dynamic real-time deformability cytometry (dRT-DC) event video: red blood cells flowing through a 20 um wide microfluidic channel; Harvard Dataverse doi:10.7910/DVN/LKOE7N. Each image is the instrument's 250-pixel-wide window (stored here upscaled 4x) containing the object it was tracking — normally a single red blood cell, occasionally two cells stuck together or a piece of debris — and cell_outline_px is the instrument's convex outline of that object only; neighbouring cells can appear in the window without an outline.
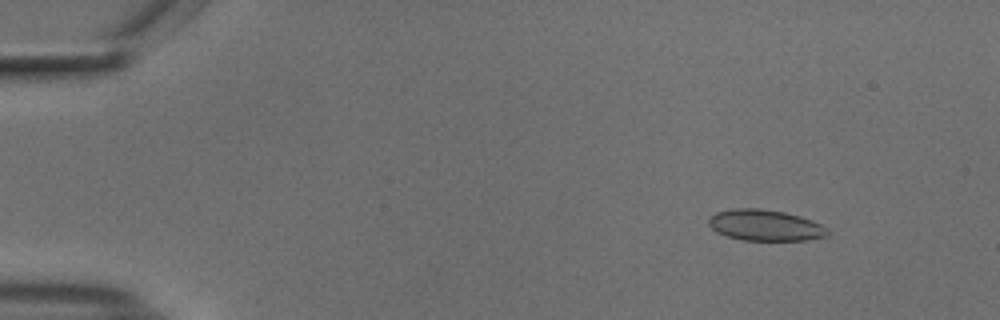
{"species": "common noctule bat (a hibernating species)", "species_latin": "Nyctalus noctula", "temperature_condition": "cold", "stored_images_in_passage": 55, "camera_frame_rate_fps": 3000, "um_per_image_px": 0.085, "animal": {"sex": "male", "body_mass_g": 18.8}, "frame": {"image": 1, "passage_image": 7, "time_ms": 2.0, "image_size_px": [1000, 320], "cell_outline_px": [[828, 236], [808, 240], [744, 240], [728, 236], [716, 232], [708, 224], [708, 216], [716, 212], [736, 208], [760, 208], [784, 212], [800, 216], [812, 220], [828, 228]], "centroid_in_image_um": [65.04, 19.14], "position_along_channel_um": 20.0, "area_um2": 21.62}}
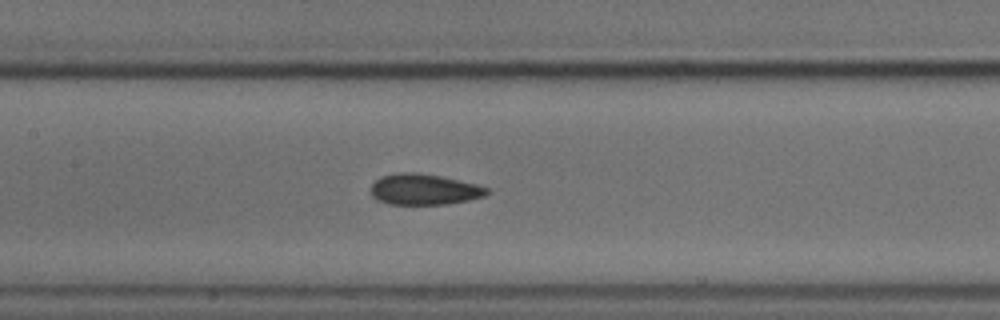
{"frame": {"image": 2, "passage_image": 27, "time_ms": 8.667, "image_size_px": [1000, 320], "cell_outline_px": [[492, 192], [484, 196], [468, 200], [444, 204], [388, 204], [376, 200], [372, 196], [372, 184], [380, 176], [396, 172], [416, 172], [440, 176], [476, 184], [488, 188]], "centroid_in_image_um": [36.03, 16.09], "position_along_channel_um": 171.4, "area_um2": 20.92}}
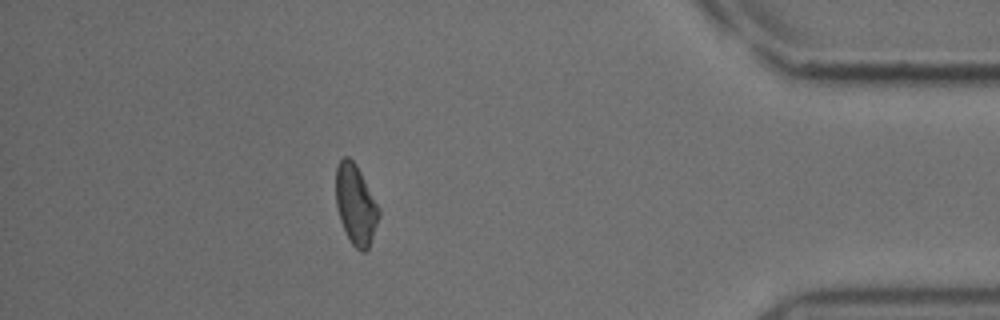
{"frame": {"image": 3, "passage_image": 49, "time_ms": 16.0, "image_size_px": [1000, 320], "cell_outline_px": [[380, 216], [368, 248], [364, 252], [360, 252], [352, 244], [340, 220], [336, 204], [336, 168], [340, 160], [344, 156], [348, 156], [356, 164], [380, 208]], "centroid_in_image_um": [30.24, 17.38], "position_along_channel_um": 405.0, "area_um2": 19.88}, "authors_computed_cell_mechanics": {"area_um2": 21.097, "velocity_mm_per_s": 3.726, "shape_relaxation_time_tau1_ms": 7.987, "shape_relaxation_time_tau2_ms": 1.835, "deformation_change_tau1": 0.1106, "deformation_change_tau2": 0.0709}}